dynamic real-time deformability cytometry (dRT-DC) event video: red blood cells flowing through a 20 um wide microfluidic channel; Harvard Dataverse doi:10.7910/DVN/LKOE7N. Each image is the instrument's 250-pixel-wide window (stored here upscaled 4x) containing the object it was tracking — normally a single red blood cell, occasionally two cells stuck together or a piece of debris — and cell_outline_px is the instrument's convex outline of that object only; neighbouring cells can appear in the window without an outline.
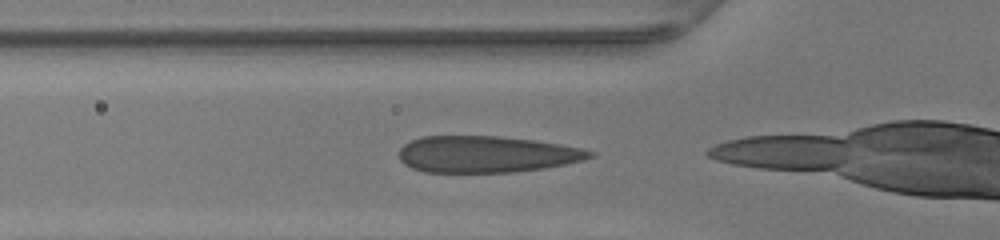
{"species": "human", "species_latin": "Homo sapiens", "temperature_condition": "warm", "stored_images_in_passage": 5, "camera_frame_rate_fps": 3000, "um_per_image_px": 0.085, "donor": {"sex": "female"}, "frame": {"image": 1, "passage_image": 2, "time_ms": 0.333, "image_size_px": [1000, 240], "cell_outline_px": [[596, 156], [584, 160], [544, 168], [512, 172], [424, 172], [412, 168], [404, 164], [400, 160], [400, 148], [404, 144], [420, 136], [496, 136], [532, 140], [560, 144], [580, 148], [596, 152]], "centroid_in_image_um": [41.35, 13.11], "position_along_channel_um": 84.5, "area_um2": 40.63}}